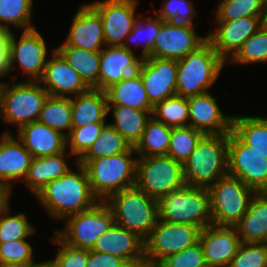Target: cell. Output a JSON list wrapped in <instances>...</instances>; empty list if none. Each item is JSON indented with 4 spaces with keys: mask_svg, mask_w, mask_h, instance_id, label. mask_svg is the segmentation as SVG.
<instances>
[{
    "mask_svg": "<svg viewBox=\"0 0 267 267\" xmlns=\"http://www.w3.org/2000/svg\"><path fill=\"white\" fill-rule=\"evenodd\" d=\"M74 164L77 171L70 169L34 196L52 219L64 220L99 202L92 192L85 167L78 162Z\"/></svg>",
    "mask_w": 267,
    "mask_h": 267,
    "instance_id": "cell-1",
    "label": "cell"
},
{
    "mask_svg": "<svg viewBox=\"0 0 267 267\" xmlns=\"http://www.w3.org/2000/svg\"><path fill=\"white\" fill-rule=\"evenodd\" d=\"M137 154L134 147L109 157L79 159L87 172L93 194L106 201L112 194L135 186Z\"/></svg>",
    "mask_w": 267,
    "mask_h": 267,
    "instance_id": "cell-2",
    "label": "cell"
},
{
    "mask_svg": "<svg viewBox=\"0 0 267 267\" xmlns=\"http://www.w3.org/2000/svg\"><path fill=\"white\" fill-rule=\"evenodd\" d=\"M226 63L206 40L195 51L177 61L176 95L188 98L208 92Z\"/></svg>",
    "mask_w": 267,
    "mask_h": 267,
    "instance_id": "cell-3",
    "label": "cell"
},
{
    "mask_svg": "<svg viewBox=\"0 0 267 267\" xmlns=\"http://www.w3.org/2000/svg\"><path fill=\"white\" fill-rule=\"evenodd\" d=\"M229 134L204 135L183 164L188 186L209 188L228 174Z\"/></svg>",
    "mask_w": 267,
    "mask_h": 267,
    "instance_id": "cell-4",
    "label": "cell"
},
{
    "mask_svg": "<svg viewBox=\"0 0 267 267\" xmlns=\"http://www.w3.org/2000/svg\"><path fill=\"white\" fill-rule=\"evenodd\" d=\"M113 212L114 223L145 240L159 218L158 200L136 186L112 194L106 201Z\"/></svg>",
    "mask_w": 267,
    "mask_h": 267,
    "instance_id": "cell-5",
    "label": "cell"
},
{
    "mask_svg": "<svg viewBox=\"0 0 267 267\" xmlns=\"http://www.w3.org/2000/svg\"><path fill=\"white\" fill-rule=\"evenodd\" d=\"M15 76L18 75H13L9 80L11 83H1L0 116L5 124H16L19 130L22 126L37 121L49 94L39 81L24 79L16 83Z\"/></svg>",
    "mask_w": 267,
    "mask_h": 267,
    "instance_id": "cell-6",
    "label": "cell"
},
{
    "mask_svg": "<svg viewBox=\"0 0 267 267\" xmlns=\"http://www.w3.org/2000/svg\"><path fill=\"white\" fill-rule=\"evenodd\" d=\"M159 219L191 224L204 229L212 225L210 191L206 187L185 185L158 200Z\"/></svg>",
    "mask_w": 267,
    "mask_h": 267,
    "instance_id": "cell-7",
    "label": "cell"
},
{
    "mask_svg": "<svg viewBox=\"0 0 267 267\" xmlns=\"http://www.w3.org/2000/svg\"><path fill=\"white\" fill-rule=\"evenodd\" d=\"M212 225L234 227L248 211L256 192L237 177H221L209 188Z\"/></svg>",
    "mask_w": 267,
    "mask_h": 267,
    "instance_id": "cell-8",
    "label": "cell"
},
{
    "mask_svg": "<svg viewBox=\"0 0 267 267\" xmlns=\"http://www.w3.org/2000/svg\"><path fill=\"white\" fill-rule=\"evenodd\" d=\"M186 185L183 164L169 156L138 157L135 186L159 200Z\"/></svg>",
    "mask_w": 267,
    "mask_h": 267,
    "instance_id": "cell-9",
    "label": "cell"
},
{
    "mask_svg": "<svg viewBox=\"0 0 267 267\" xmlns=\"http://www.w3.org/2000/svg\"><path fill=\"white\" fill-rule=\"evenodd\" d=\"M64 221L65 228L54 230L53 234L70 247L90 250L98 237L114 224V215L105 201H99L92 208L68 216Z\"/></svg>",
    "mask_w": 267,
    "mask_h": 267,
    "instance_id": "cell-10",
    "label": "cell"
},
{
    "mask_svg": "<svg viewBox=\"0 0 267 267\" xmlns=\"http://www.w3.org/2000/svg\"><path fill=\"white\" fill-rule=\"evenodd\" d=\"M202 228L191 224L165 222L158 218L144 240L145 266L156 267L166 257L199 242Z\"/></svg>",
    "mask_w": 267,
    "mask_h": 267,
    "instance_id": "cell-11",
    "label": "cell"
},
{
    "mask_svg": "<svg viewBox=\"0 0 267 267\" xmlns=\"http://www.w3.org/2000/svg\"><path fill=\"white\" fill-rule=\"evenodd\" d=\"M44 37L36 28L23 30L21 37L17 40L14 32L9 38L8 59L9 71L12 74L16 69V62L23 74L29 77V81H39L45 70L46 62L49 60L48 49ZM15 67V69H14Z\"/></svg>",
    "mask_w": 267,
    "mask_h": 267,
    "instance_id": "cell-12",
    "label": "cell"
},
{
    "mask_svg": "<svg viewBox=\"0 0 267 267\" xmlns=\"http://www.w3.org/2000/svg\"><path fill=\"white\" fill-rule=\"evenodd\" d=\"M228 174L256 193L267 192V158L246 145L233 131L228 138Z\"/></svg>",
    "mask_w": 267,
    "mask_h": 267,
    "instance_id": "cell-13",
    "label": "cell"
},
{
    "mask_svg": "<svg viewBox=\"0 0 267 267\" xmlns=\"http://www.w3.org/2000/svg\"><path fill=\"white\" fill-rule=\"evenodd\" d=\"M194 28L191 24L162 20L149 57L176 61L185 58L207 40V35L200 36Z\"/></svg>",
    "mask_w": 267,
    "mask_h": 267,
    "instance_id": "cell-14",
    "label": "cell"
},
{
    "mask_svg": "<svg viewBox=\"0 0 267 267\" xmlns=\"http://www.w3.org/2000/svg\"><path fill=\"white\" fill-rule=\"evenodd\" d=\"M139 0H98L89 3L100 15L106 46H122L138 18Z\"/></svg>",
    "mask_w": 267,
    "mask_h": 267,
    "instance_id": "cell-15",
    "label": "cell"
},
{
    "mask_svg": "<svg viewBox=\"0 0 267 267\" xmlns=\"http://www.w3.org/2000/svg\"><path fill=\"white\" fill-rule=\"evenodd\" d=\"M138 73L153 106L176 95V60L143 58Z\"/></svg>",
    "mask_w": 267,
    "mask_h": 267,
    "instance_id": "cell-16",
    "label": "cell"
},
{
    "mask_svg": "<svg viewBox=\"0 0 267 267\" xmlns=\"http://www.w3.org/2000/svg\"><path fill=\"white\" fill-rule=\"evenodd\" d=\"M262 17H242L235 20H215L217 27L210 30L207 40L227 62L261 26Z\"/></svg>",
    "mask_w": 267,
    "mask_h": 267,
    "instance_id": "cell-17",
    "label": "cell"
},
{
    "mask_svg": "<svg viewBox=\"0 0 267 267\" xmlns=\"http://www.w3.org/2000/svg\"><path fill=\"white\" fill-rule=\"evenodd\" d=\"M52 56L46 62L44 74L39 80L49 96L71 98L90 89L56 48L52 49Z\"/></svg>",
    "mask_w": 267,
    "mask_h": 267,
    "instance_id": "cell-18",
    "label": "cell"
},
{
    "mask_svg": "<svg viewBox=\"0 0 267 267\" xmlns=\"http://www.w3.org/2000/svg\"><path fill=\"white\" fill-rule=\"evenodd\" d=\"M188 107L189 126L204 135L229 134L232 131L233 115H225L209 92L188 97Z\"/></svg>",
    "mask_w": 267,
    "mask_h": 267,
    "instance_id": "cell-19",
    "label": "cell"
},
{
    "mask_svg": "<svg viewBox=\"0 0 267 267\" xmlns=\"http://www.w3.org/2000/svg\"><path fill=\"white\" fill-rule=\"evenodd\" d=\"M199 242L206 265L229 267L242 241L235 227L210 225L202 229Z\"/></svg>",
    "mask_w": 267,
    "mask_h": 267,
    "instance_id": "cell-20",
    "label": "cell"
},
{
    "mask_svg": "<svg viewBox=\"0 0 267 267\" xmlns=\"http://www.w3.org/2000/svg\"><path fill=\"white\" fill-rule=\"evenodd\" d=\"M72 19L64 40L67 45L90 51L106 47L101 17L89 3H83Z\"/></svg>",
    "mask_w": 267,
    "mask_h": 267,
    "instance_id": "cell-21",
    "label": "cell"
},
{
    "mask_svg": "<svg viewBox=\"0 0 267 267\" xmlns=\"http://www.w3.org/2000/svg\"><path fill=\"white\" fill-rule=\"evenodd\" d=\"M142 57L123 46H107L100 51L98 89L106 91L113 84L139 71Z\"/></svg>",
    "mask_w": 267,
    "mask_h": 267,
    "instance_id": "cell-22",
    "label": "cell"
},
{
    "mask_svg": "<svg viewBox=\"0 0 267 267\" xmlns=\"http://www.w3.org/2000/svg\"><path fill=\"white\" fill-rule=\"evenodd\" d=\"M91 250L112 254L126 262H145L144 240L115 223L98 237Z\"/></svg>",
    "mask_w": 267,
    "mask_h": 267,
    "instance_id": "cell-23",
    "label": "cell"
},
{
    "mask_svg": "<svg viewBox=\"0 0 267 267\" xmlns=\"http://www.w3.org/2000/svg\"><path fill=\"white\" fill-rule=\"evenodd\" d=\"M32 159L23 143L5 131L0 136V183L13 187L15 181L22 182Z\"/></svg>",
    "mask_w": 267,
    "mask_h": 267,
    "instance_id": "cell-24",
    "label": "cell"
},
{
    "mask_svg": "<svg viewBox=\"0 0 267 267\" xmlns=\"http://www.w3.org/2000/svg\"><path fill=\"white\" fill-rule=\"evenodd\" d=\"M16 134L33 158L56 155L66 150V136L39 121L22 126Z\"/></svg>",
    "mask_w": 267,
    "mask_h": 267,
    "instance_id": "cell-25",
    "label": "cell"
},
{
    "mask_svg": "<svg viewBox=\"0 0 267 267\" xmlns=\"http://www.w3.org/2000/svg\"><path fill=\"white\" fill-rule=\"evenodd\" d=\"M72 128L93 123H108V97L106 91L90 88L87 92L71 97Z\"/></svg>",
    "mask_w": 267,
    "mask_h": 267,
    "instance_id": "cell-26",
    "label": "cell"
},
{
    "mask_svg": "<svg viewBox=\"0 0 267 267\" xmlns=\"http://www.w3.org/2000/svg\"><path fill=\"white\" fill-rule=\"evenodd\" d=\"M67 150L56 155L33 158L27 174L22 181L34 195L38 194L49 182L66 174L72 167L66 161Z\"/></svg>",
    "mask_w": 267,
    "mask_h": 267,
    "instance_id": "cell-27",
    "label": "cell"
},
{
    "mask_svg": "<svg viewBox=\"0 0 267 267\" xmlns=\"http://www.w3.org/2000/svg\"><path fill=\"white\" fill-rule=\"evenodd\" d=\"M234 227L242 242L267 243V192L253 196L248 211Z\"/></svg>",
    "mask_w": 267,
    "mask_h": 267,
    "instance_id": "cell-28",
    "label": "cell"
},
{
    "mask_svg": "<svg viewBox=\"0 0 267 267\" xmlns=\"http://www.w3.org/2000/svg\"><path fill=\"white\" fill-rule=\"evenodd\" d=\"M112 112L114 127L129 144L135 147L140 141L147 122L152 117V111L138 110L118 104H108V113Z\"/></svg>",
    "mask_w": 267,
    "mask_h": 267,
    "instance_id": "cell-29",
    "label": "cell"
},
{
    "mask_svg": "<svg viewBox=\"0 0 267 267\" xmlns=\"http://www.w3.org/2000/svg\"><path fill=\"white\" fill-rule=\"evenodd\" d=\"M108 104L128 106L138 110L153 111L139 73L125 77L106 90Z\"/></svg>",
    "mask_w": 267,
    "mask_h": 267,
    "instance_id": "cell-30",
    "label": "cell"
},
{
    "mask_svg": "<svg viewBox=\"0 0 267 267\" xmlns=\"http://www.w3.org/2000/svg\"><path fill=\"white\" fill-rule=\"evenodd\" d=\"M56 50L77 71L89 88L98 89L100 51H90L69 46L63 42Z\"/></svg>",
    "mask_w": 267,
    "mask_h": 267,
    "instance_id": "cell-31",
    "label": "cell"
},
{
    "mask_svg": "<svg viewBox=\"0 0 267 267\" xmlns=\"http://www.w3.org/2000/svg\"><path fill=\"white\" fill-rule=\"evenodd\" d=\"M232 131L246 145L267 158V117L233 115Z\"/></svg>",
    "mask_w": 267,
    "mask_h": 267,
    "instance_id": "cell-32",
    "label": "cell"
},
{
    "mask_svg": "<svg viewBox=\"0 0 267 267\" xmlns=\"http://www.w3.org/2000/svg\"><path fill=\"white\" fill-rule=\"evenodd\" d=\"M172 127L156 121L147 122L140 141L134 147L138 157L166 156L169 149Z\"/></svg>",
    "mask_w": 267,
    "mask_h": 267,
    "instance_id": "cell-33",
    "label": "cell"
},
{
    "mask_svg": "<svg viewBox=\"0 0 267 267\" xmlns=\"http://www.w3.org/2000/svg\"><path fill=\"white\" fill-rule=\"evenodd\" d=\"M72 117L70 97L49 96L39 113L37 121L67 136L72 129Z\"/></svg>",
    "mask_w": 267,
    "mask_h": 267,
    "instance_id": "cell-34",
    "label": "cell"
},
{
    "mask_svg": "<svg viewBox=\"0 0 267 267\" xmlns=\"http://www.w3.org/2000/svg\"><path fill=\"white\" fill-rule=\"evenodd\" d=\"M161 26L162 19L160 17H138L133 25L132 31L126 36L122 46L130 51H134L131 46H129V43L134 44L135 47L140 45L143 48L140 57H149Z\"/></svg>",
    "mask_w": 267,
    "mask_h": 267,
    "instance_id": "cell-35",
    "label": "cell"
},
{
    "mask_svg": "<svg viewBox=\"0 0 267 267\" xmlns=\"http://www.w3.org/2000/svg\"><path fill=\"white\" fill-rule=\"evenodd\" d=\"M152 117L170 127L189 126L188 98L174 95L156 103Z\"/></svg>",
    "mask_w": 267,
    "mask_h": 267,
    "instance_id": "cell-36",
    "label": "cell"
},
{
    "mask_svg": "<svg viewBox=\"0 0 267 267\" xmlns=\"http://www.w3.org/2000/svg\"><path fill=\"white\" fill-rule=\"evenodd\" d=\"M33 3L34 0H0V26L11 29L10 25H14L22 31L35 28L31 24Z\"/></svg>",
    "mask_w": 267,
    "mask_h": 267,
    "instance_id": "cell-37",
    "label": "cell"
},
{
    "mask_svg": "<svg viewBox=\"0 0 267 267\" xmlns=\"http://www.w3.org/2000/svg\"><path fill=\"white\" fill-rule=\"evenodd\" d=\"M129 148L130 146L124 140L123 136L107 123L101 130L99 138L94 141L88 151L80 159L109 157L126 152Z\"/></svg>",
    "mask_w": 267,
    "mask_h": 267,
    "instance_id": "cell-38",
    "label": "cell"
},
{
    "mask_svg": "<svg viewBox=\"0 0 267 267\" xmlns=\"http://www.w3.org/2000/svg\"><path fill=\"white\" fill-rule=\"evenodd\" d=\"M233 64L267 63V29L262 26L227 61Z\"/></svg>",
    "mask_w": 267,
    "mask_h": 267,
    "instance_id": "cell-39",
    "label": "cell"
},
{
    "mask_svg": "<svg viewBox=\"0 0 267 267\" xmlns=\"http://www.w3.org/2000/svg\"><path fill=\"white\" fill-rule=\"evenodd\" d=\"M203 136L201 131L191 126L172 127L167 156L184 164Z\"/></svg>",
    "mask_w": 267,
    "mask_h": 267,
    "instance_id": "cell-40",
    "label": "cell"
},
{
    "mask_svg": "<svg viewBox=\"0 0 267 267\" xmlns=\"http://www.w3.org/2000/svg\"><path fill=\"white\" fill-rule=\"evenodd\" d=\"M265 0H221L215 20H235L242 17H262Z\"/></svg>",
    "mask_w": 267,
    "mask_h": 267,
    "instance_id": "cell-41",
    "label": "cell"
},
{
    "mask_svg": "<svg viewBox=\"0 0 267 267\" xmlns=\"http://www.w3.org/2000/svg\"><path fill=\"white\" fill-rule=\"evenodd\" d=\"M9 212L10 209L0 215V243L26 239L35 234L36 230L26 214L11 215Z\"/></svg>",
    "mask_w": 267,
    "mask_h": 267,
    "instance_id": "cell-42",
    "label": "cell"
},
{
    "mask_svg": "<svg viewBox=\"0 0 267 267\" xmlns=\"http://www.w3.org/2000/svg\"><path fill=\"white\" fill-rule=\"evenodd\" d=\"M107 123H93L87 126L72 128L66 136V149L70 147V155H75L77 162L99 138L101 130Z\"/></svg>",
    "mask_w": 267,
    "mask_h": 267,
    "instance_id": "cell-43",
    "label": "cell"
},
{
    "mask_svg": "<svg viewBox=\"0 0 267 267\" xmlns=\"http://www.w3.org/2000/svg\"><path fill=\"white\" fill-rule=\"evenodd\" d=\"M229 267H267V243L241 242Z\"/></svg>",
    "mask_w": 267,
    "mask_h": 267,
    "instance_id": "cell-44",
    "label": "cell"
},
{
    "mask_svg": "<svg viewBox=\"0 0 267 267\" xmlns=\"http://www.w3.org/2000/svg\"><path fill=\"white\" fill-rule=\"evenodd\" d=\"M161 6V9L154 12H157V17L163 21L194 25L196 11L191 0H165Z\"/></svg>",
    "mask_w": 267,
    "mask_h": 267,
    "instance_id": "cell-45",
    "label": "cell"
},
{
    "mask_svg": "<svg viewBox=\"0 0 267 267\" xmlns=\"http://www.w3.org/2000/svg\"><path fill=\"white\" fill-rule=\"evenodd\" d=\"M33 247L26 239L0 243V262L25 264L34 267L40 262L34 261Z\"/></svg>",
    "mask_w": 267,
    "mask_h": 267,
    "instance_id": "cell-46",
    "label": "cell"
},
{
    "mask_svg": "<svg viewBox=\"0 0 267 267\" xmlns=\"http://www.w3.org/2000/svg\"><path fill=\"white\" fill-rule=\"evenodd\" d=\"M50 241L60 248L54 258L47 262L51 267H86L88 260L87 249H77L63 243L55 234L50 237Z\"/></svg>",
    "mask_w": 267,
    "mask_h": 267,
    "instance_id": "cell-47",
    "label": "cell"
},
{
    "mask_svg": "<svg viewBox=\"0 0 267 267\" xmlns=\"http://www.w3.org/2000/svg\"><path fill=\"white\" fill-rule=\"evenodd\" d=\"M205 265L203 249L198 242L179 253L166 257L156 267H203Z\"/></svg>",
    "mask_w": 267,
    "mask_h": 267,
    "instance_id": "cell-48",
    "label": "cell"
},
{
    "mask_svg": "<svg viewBox=\"0 0 267 267\" xmlns=\"http://www.w3.org/2000/svg\"><path fill=\"white\" fill-rule=\"evenodd\" d=\"M126 261L105 252L88 250L86 267H122Z\"/></svg>",
    "mask_w": 267,
    "mask_h": 267,
    "instance_id": "cell-49",
    "label": "cell"
},
{
    "mask_svg": "<svg viewBox=\"0 0 267 267\" xmlns=\"http://www.w3.org/2000/svg\"><path fill=\"white\" fill-rule=\"evenodd\" d=\"M12 187L0 183V215H2L4 212H6L10 207V199H11V193Z\"/></svg>",
    "mask_w": 267,
    "mask_h": 267,
    "instance_id": "cell-50",
    "label": "cell"
},
{
    "mask_svg": "<svg viewBox=\"0 0 267 267\" xmlns=\"http://www.w3.org/2000/svg\"><path fill=\"white\" fill-rule=\"evenodd\" d=\"M4 76H8L12 79L9 71L8 50H0V79L4 78ZM0 82L2 83V81Z\"/></svg>",
    "mask_w": 267,
    "mask_h": 267,
    "instance_id": "cell-51",
    "label": "cell"
},
{
    "mask_svg": "<svg viewBox=\"0 0 267 267\" xmlns=\"http://www.w3.org/2000/svg\"><path fill=\"white\" fill-rule=\"evenodd\" d=\"M12 30L0 26V50H8Z\"/></svg>",
    "mask_w": 267,
    "mask_h": 267,
    "instance_id": "cell-52",
    "label": "cell"
},
{
    "mask_svg": "<svg viewBox=\"0 0 267 267\" xmlns=\"http://www.w3.org/2000/svg\"><path fill=\"white\" fill-rule=\"evenodd\" d=\"M261 22H262V27L264 29H267V0H265Z\"/></svg>",
    "mask_w": 267,
    "mask_h": 267,
    "instance_id": "cell-53",
    "label": "cell"
},
{
    "mask_svg": "<svg viewBox=\"0 0 267 267\" xmlns=\"http://www.w3.org/2000/svg\"><path fill=\"white\" fill-rule=\"evenodd\" d=\"M0 267H31V266L18 263L0 262Z\"/></svg>",
    "mask_w": 267,
    "mask_h": 267,
    "instance_id": "cell-54",
    "label": "cell"
},
{
    "mask_svg": "<svg viewBox=\"0 0 267 267\" xmlns=\"http://www.w3.org/2000/svg\"><path fill=\"white\" fill-rule=\"evenodd\" d=\"M145 262H126L122 267H143Z\"/></svg>",
    "mask_w": 267,
    "mask_h": 267,
    "instance_id": "cell-55",
    "label": "cell"
},
{
    "mask_svg": "<svg viewBox=\"0 0 267 267\" xmlns=\"http://www.w3.org/2000/svg\"><path fill=\"white\" fill-rule=\"evenodd\" d=\"M34 267H51L47 260L46 261H43V262H40L38 265L34 266Z\"/></svg>",
    "mask_w": 267,
    "mask_h": 267,
    "instance_id": "cell-56",
    "label": "cell"
}]
</instances>
